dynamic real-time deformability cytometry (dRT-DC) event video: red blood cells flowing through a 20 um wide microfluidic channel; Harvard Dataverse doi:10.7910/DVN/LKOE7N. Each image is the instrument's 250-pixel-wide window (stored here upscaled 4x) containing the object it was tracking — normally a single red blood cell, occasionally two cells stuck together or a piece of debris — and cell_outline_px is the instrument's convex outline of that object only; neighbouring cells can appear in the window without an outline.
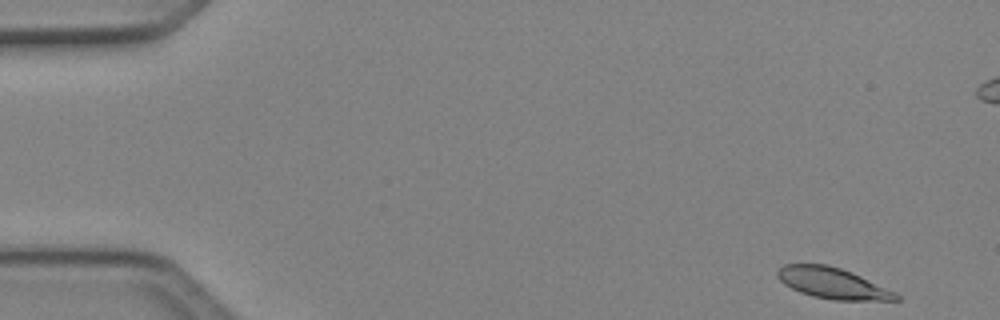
{"species": "Egyptian fruit bat (a non-hibernating species)", "species_latin": "Rousettus aegyptiacus", "temperature_condition": "cold", "stored_images_in_passage": 49, "camera_frame_rate_fps": 3000, "um_per_image_px": 0.085, "animal": {"sex": "female"}, "frame": {"image": 1, "passage_image": 1, "time_ms": 0.0, "image_size_px": [1000, 320], "cell_outline_px": [[900, 300], [832, 300], [812, 296], [800, 292], [784, 284], [776, 276], [776, 272], [784, 264], [828, 264], [852, 272], [896, 292], [900, 296]], "centroid_in_image_um": [70.77, 24.07], "position_along_channel_um": 14.2, "area_um2": 21.39}}
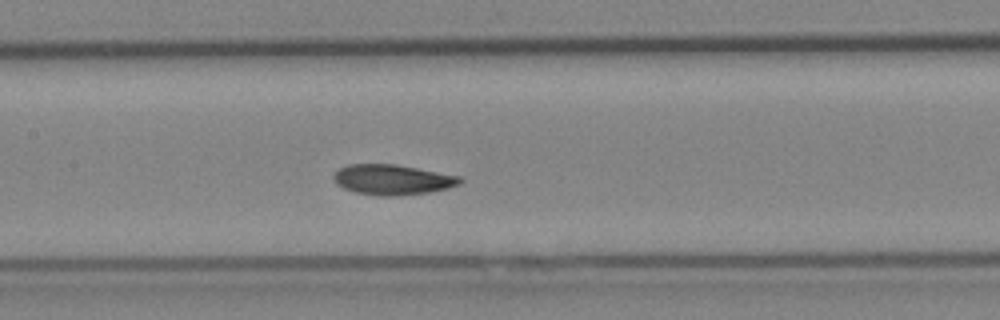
{"frame": {"image": 2, "passage_image": 22, "time_ms": 7.0, "image_size_px": [1000, 320], "cell_outline_px": [[464, 180], [460, 184], [448, 188], [428, 192], [400, 196], [380, 196], [356, 192], [344, 188], [336, 184], [332, 176], [340, 168], [348, 164], [396, 164], [460, 176]], "centroid_in_image_um": [33.37, 15.27], "position_along_channel_um": 174.0, "area_um2": 22.31}}
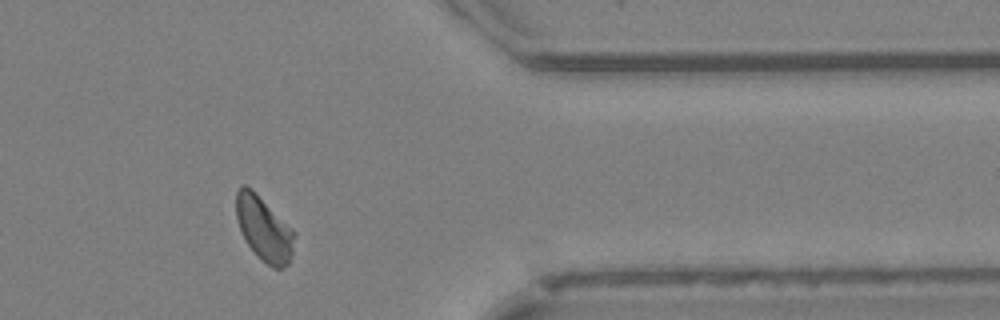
{"frame": {"image": 3, "passage_image": 39, "time_ms": 12.667, "image_size_px": [1000, 320], "cell_outline_px": [[296, 232], [292, 252], [288, 264], [284, 268], [272, 268], [256, 256], [248, 244], [240, 228], [236, 216], [236, 188], [240, 184], [244, 184], [252, 188]], "centroid_in_image_um": [22.43, 19.42], "position_along_channel_um": 389.0, "area_um2": 21.96}, "authors_computed_cell_mechanics": {"area_um2": 21.9062, "velocity_mm_per_s": 4.0813, "shape_relaxation_time_tau1_ms": 2.6485, "shape_relaxation_time_tau2_ms": 3.5781, "deformation_change_tau1": 0.1072, "deformation_change_tau2": 0.0592}}